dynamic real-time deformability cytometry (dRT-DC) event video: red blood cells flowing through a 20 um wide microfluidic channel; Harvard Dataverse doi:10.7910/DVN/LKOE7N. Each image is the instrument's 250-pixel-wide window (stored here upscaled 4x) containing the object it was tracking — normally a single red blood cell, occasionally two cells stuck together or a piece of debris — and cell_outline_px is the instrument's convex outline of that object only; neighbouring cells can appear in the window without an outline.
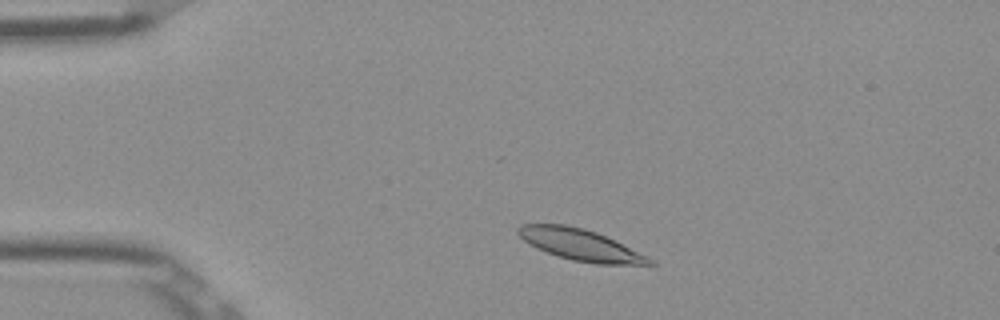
{"species": "Egyptian fruit bat (a non-hibernating species)", "species_latin": "Rousettus aegyptiacus", "temperature_condition": "room temperature", "stored_images_in_passage": 47, "camera_frame_rate_fps": 3000, "um_per_image_px": 0.085, "frame": {"image": 1, "passage_image": 5, "time_ms": 1.333, "image_size_px": [1000, 320], "cell_outline_px": [[656, 264], [596, 264], [572, 260], [536, 248], [524, 240], [516, 232], [516, 228], [520, 224], [564, 224], [584, 228], [596, 232], [648, 256]], "centroid_in_image_um": [49.3, 20.79], "position_along_channel_um": 35.7, "area_um2": 23.7}}
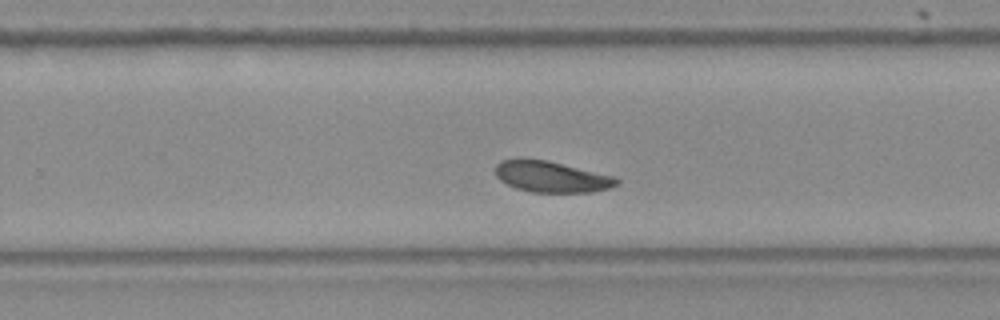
{"frame": {"image": 2, "passage_image": 28, "time_ms": 9.0, "image_size_px": [1000, 320], "cell_outline_px": [[620, 184], [612, 188], [592, 192], [532, 192], [516, 188], [500, 180], [496, 176], [496, 164], [500, 160], [548, 160], [616, 176], [620, 180]], "centroid_in_image_um": [46.96, 15.04], "position_along_channel_um": 282.8, "area_um2": 21.96}}
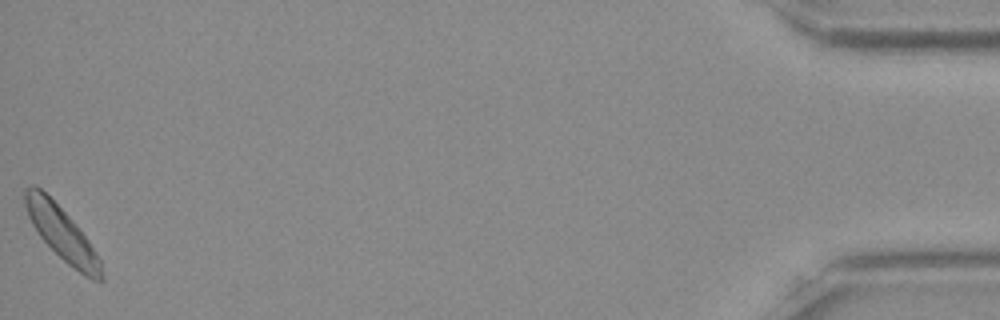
{"frame": {"image": 3, "passage_image": 47, "time_ms": 15.333, "image_size_px": [1000, 320], "cell_outline_px": [[104, 280], [92, 280], [84, 276], [68, 264], [40, 236], [32, 224], [28, 216], [24, 204], [24, 188], [32, 184], [40, 188], [76, 224], [88, 240], [100, 260], [104, 276]], "centroid_in_image_um": [5.25, 19.85], "position_along_channel_um": 429.9, "area_um2": 23.24}, "authors_computed_cell_mechanics": {"area_um2": 22.831, "velocity_mm_per_s": 3.8045, "shape_relaxation_time_tau1_ms": 2.2177, "shape_relaxation_time_tau2_ms": null, "deformation_change_tau1": 0.0783, "deformation_change_tau2": null}}